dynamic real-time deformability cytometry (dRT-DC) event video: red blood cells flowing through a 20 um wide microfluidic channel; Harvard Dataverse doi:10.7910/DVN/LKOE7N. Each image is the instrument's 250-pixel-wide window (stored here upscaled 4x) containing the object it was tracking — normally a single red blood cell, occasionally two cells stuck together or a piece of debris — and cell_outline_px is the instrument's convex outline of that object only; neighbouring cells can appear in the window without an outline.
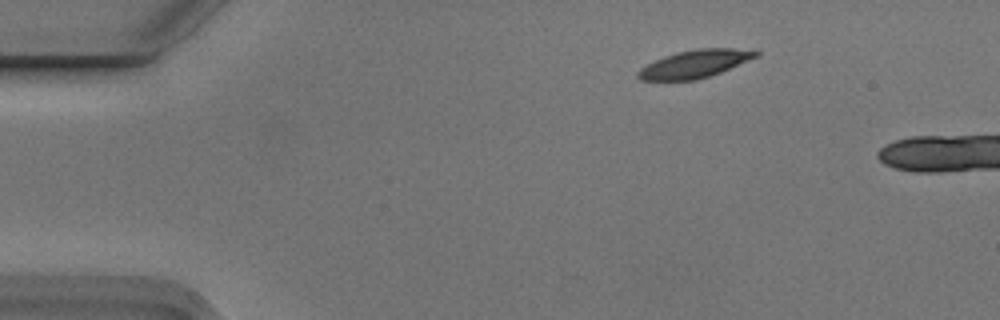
{"species": "Egyptian fruit bat (a non-hibernating species)", "species_latin": "Rousettus aegyptiacus", "temperature_condition": "cold", "stored_images_in_passage": 3, "camera_frame_rate_fps": 3000, "um_per_image_px": 0.085, "animal": {"sex": "male"}, "frame": {"image": 1, "passage_image": 1, "time_ms": 0.0, "image_size_px": [1000, 320], "cell_outline_px": [[760, 56], [720, 72], [696, 80], [640, 80], [636, 76], [636, 72], [640, 68], [664, 56], [676, 52], [696, 48], [756, 48], [760, 52]], "centroid_in_image_um": [59.13, 5.4], "position_along_channel_um": 25.9, "area_um2": 19.36}}